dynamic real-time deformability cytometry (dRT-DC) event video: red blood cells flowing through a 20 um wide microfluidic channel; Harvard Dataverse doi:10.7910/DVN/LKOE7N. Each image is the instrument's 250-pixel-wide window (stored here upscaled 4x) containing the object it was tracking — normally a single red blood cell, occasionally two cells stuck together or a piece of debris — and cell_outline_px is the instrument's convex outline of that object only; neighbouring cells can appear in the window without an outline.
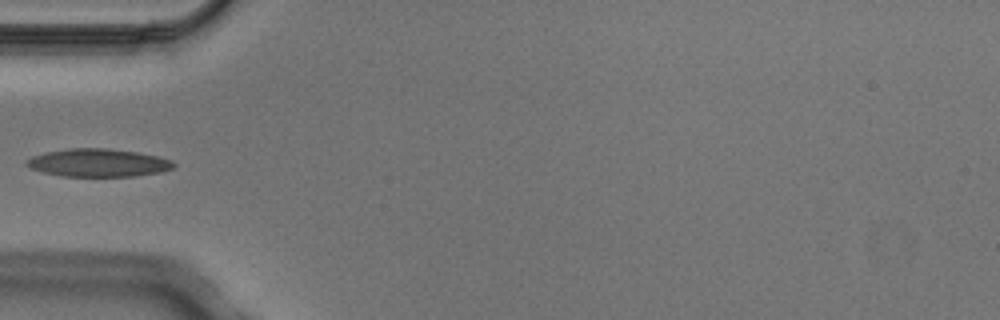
{"species": "Egyptian fruit bat (a non-hibernating species)", "species_latin": "Rousettus aegyptiacus", "temperature_condition": "cold", "stored_images_in_passage": 4, "camera_frame_rate_fps": 3000, "um_per_image_px": 0.085, "animal": {"sex": "male"}, "frame": {"image": 1, "passage_image": 4, "time_ms": 1.0, "image_size_px": [1000, 320], "cell_outline_px": [[176, 164], [172, 168], [160, 172], [132, 176], [64, 176], [44, 172], [32, 168], [24, 164], [32, 156], [44, 152], [68, 148], [108, 148], [136, 152], [156, 156], [172, 160]], "centroid_in_image_um": [8.34, 13.82], "position_along_channel_um": 76.7, "area_um2": 23.76}}